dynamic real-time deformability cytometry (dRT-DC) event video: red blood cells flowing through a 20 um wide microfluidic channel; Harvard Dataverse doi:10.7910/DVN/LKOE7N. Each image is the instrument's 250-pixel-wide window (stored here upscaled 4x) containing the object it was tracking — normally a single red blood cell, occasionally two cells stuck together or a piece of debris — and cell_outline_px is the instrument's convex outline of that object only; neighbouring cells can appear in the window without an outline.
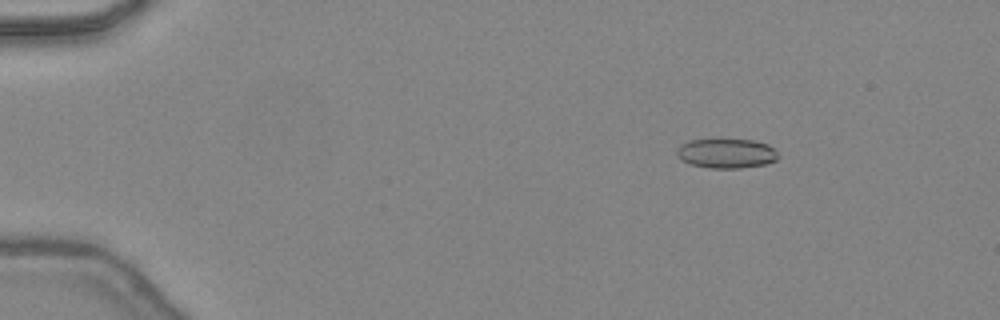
{"species": "common noctule bat (a hibernating species)", "species_latin": "Nyctalus noctula", "temperature_condition": "warm", "stored_images_in_passage": 48, "camera_frame_rate_fps": 3000, "um_per_image_px": 0.085, "animal": {"sex": "female", "body_mass_g": 24.6, "forearm_length_mm": 56.2}, "frame": {"image": 1, "passage_image": 8, "time_ms": 2.333, "image_size_px": [1000, 320], "cell_outline_px": [[780, 156], [776, 160], [764, 164], [740, 168], [708, 168], [692, 164], [680, 160], [676, 156], [676, 148], [680, 144], [688, 140], [752, 140], [768, 144]], "centroid_in_image_um": [61.7, 13.04], "position_along_channel_um": 23.3, "area_um2": 17.46}}
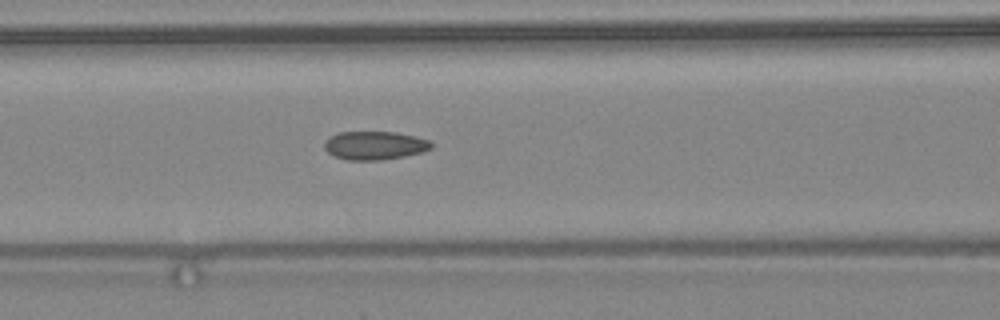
{"frame": {"image": 2, "passage_image": 22, "time_ms": 7.0, "image_size_px": [1000, 320], "cell_outline_px": [[432, 148], [424, 152], [404, 156], [380, 160], [348, 160], [332, 156], [324, 148], [324, 144], [336, 132], [396, 132], [428, 140], [432, 144]], "centroid_in_image_um": [31.84, 12.37], "position_along_channel_um": 134.8, "area_um2": 17.63}}
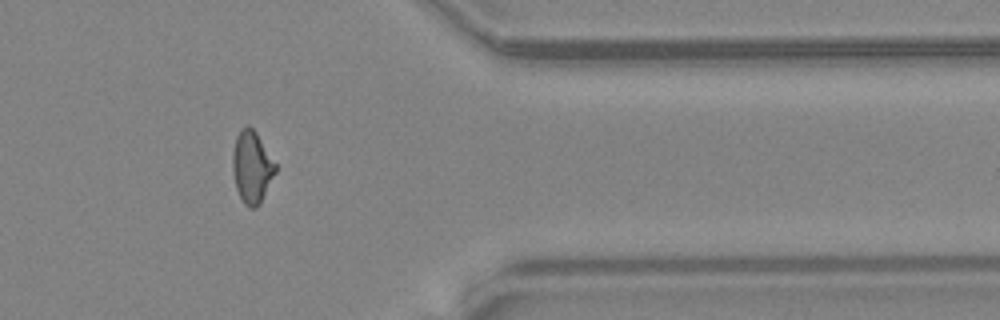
{"frame": {"image": 3, "passage_image": 40, "time_ms": 13.0, "image_size_px": [1000, 320], "cell_outline_px": [[276, 172], [260, 204], [256, 208], [248, 208], [244, 204], [236, 188], [232, 172], [232, 152], [236, 136], [240, 128], [248, 124], [256, 132], [276, 164]], "centroid_in_image_um": [21.39, 14.19], "position_along_channel_um": 390.0, "area_um2": 18.15}, "authors_computed_cell_mechanics": {"area_um2": 17.7735, "velocity_mm_per_s": 4.4815, "shape_relaxation_time_tau1_ms": null, "shape_relaxation_time_tau2_ms": 1.4534, "deformation_change_tau1": null, "deformation_change_tau2": 0.0651}}